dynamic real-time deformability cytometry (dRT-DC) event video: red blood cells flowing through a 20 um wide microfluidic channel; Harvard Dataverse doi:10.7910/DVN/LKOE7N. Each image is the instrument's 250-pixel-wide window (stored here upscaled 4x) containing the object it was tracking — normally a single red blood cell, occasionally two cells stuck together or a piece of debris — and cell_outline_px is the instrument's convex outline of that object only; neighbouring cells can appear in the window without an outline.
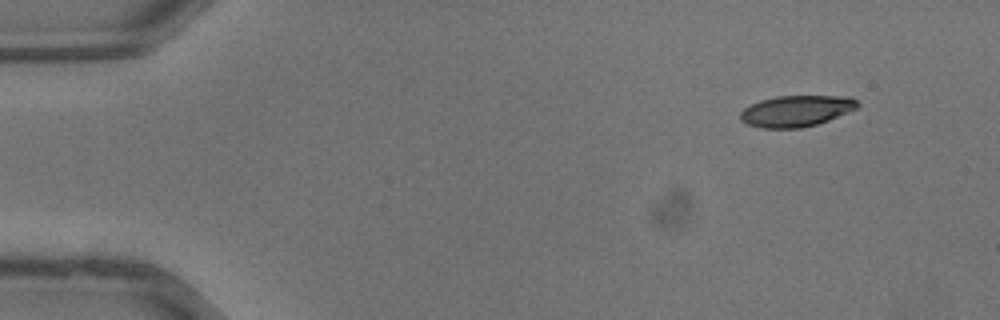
{"species": "common noctule bat (a hibernating species)", "species_latin": "Nyctalus noctula", "temperature_condition": "warm", "stored_images_in_passage": 25, "camera_frame_rate_fps": 3000, "um_per_image_px": 0.085, "animal": {"sex": "male", "body_mass_g": 13.3}, "frame": {"image": 1, "passage_image": 1, "time_ms": 0.0, "image_size_px": [1000, 320], "cell_outline_px": [[860, 104], [856, 108], [828, 120], [816, 124], [800, 128], [760, 128], [748, 124], [740, 120], [740, 112], [744, 108], [760, 100], [776, 96], [852, 96]], "centroid_in_image_um": [67.66, 9.43], "position_along_channel_um": 17.3, "area_um2": 21.21}}
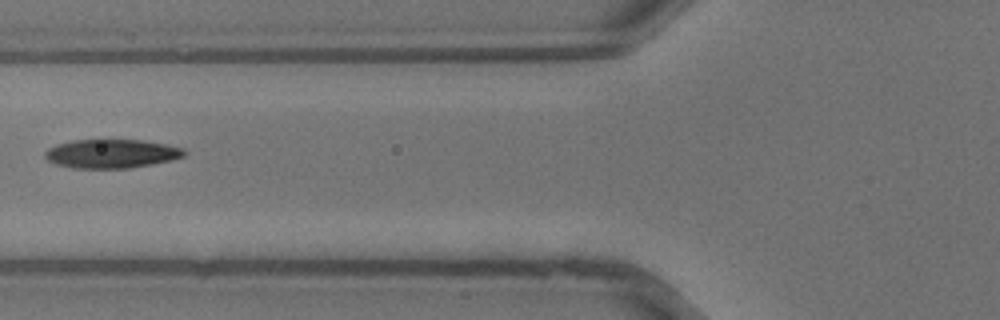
{"frame": {"image": 2, "passage_image": 12, "time_ms": 3.667, "image_size_px": [1000, 320], "cell_outline_px": [[188, 152], [184, 156], [172, 160], [152, 164], [128, 168], [72, 168], [56, 164], [48, 160], [44, 156], [44, 152], [48, 148], [56, 144], [72, 140], [144, 140], [184, 148]], "centroid_in_image_um": [9.48, 13.06], "position_along_channel_um": 116.3, "area_um2": 23.47}}
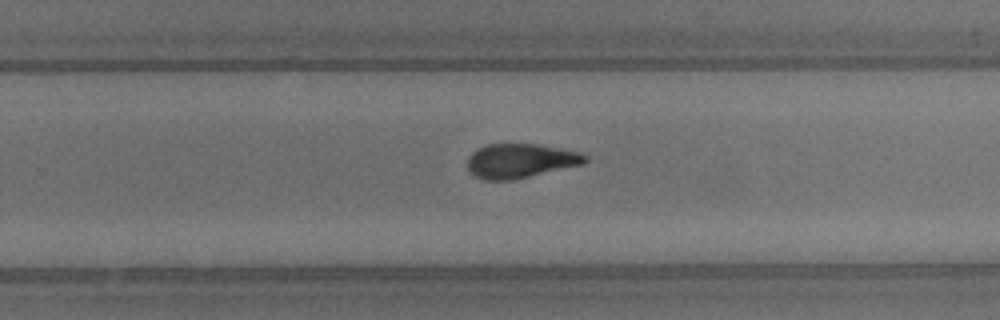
{"frame": {"image": 3, "passage_image": 21, "time_ms": 6.667, "image_size_px": [1000, 320], "cell_outline_px": [[588, 160], [584, 164], [512, 180], [488, 180], [476, 176], [468, 168], [468, 156], [476, 148], [488, 144], [540, 144], [564, 148], [580, 152], [588, 156]], "centroid_in_image_um": [44.28, 13.65], "position_along_channel_um": 285.5, "area_um2": 23.64}}